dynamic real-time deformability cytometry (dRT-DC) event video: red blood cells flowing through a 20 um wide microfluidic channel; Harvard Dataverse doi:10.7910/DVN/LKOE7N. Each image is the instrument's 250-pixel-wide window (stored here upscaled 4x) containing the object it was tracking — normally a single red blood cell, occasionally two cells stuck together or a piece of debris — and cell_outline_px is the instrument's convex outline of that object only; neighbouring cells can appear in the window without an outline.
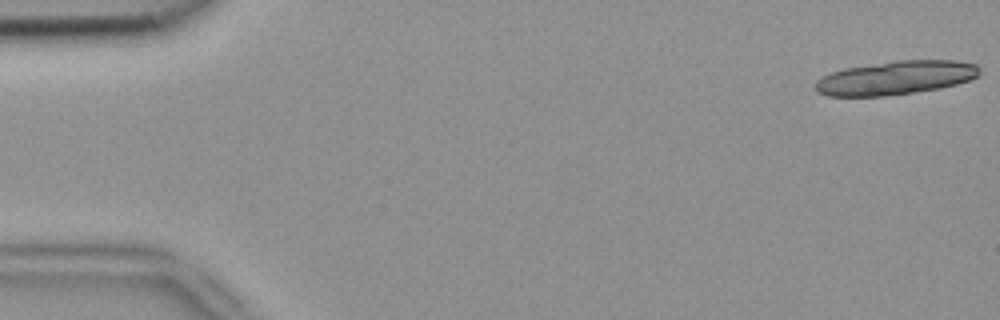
{"species": "common noctule bat (a hibernating species)", "species_latin": "Nyctalus noctula", "temperature_condition": "room temperature", "stored_images_in_passage": 6, "camera_frame_rate_fps": 3000, "um_per_image_px": 0.085, "animal": {"sex": "female", "body_mass_g": 18.4}, "frame": {"image": 1, "passage_image": 1, "time_ms": 0.0, "image_size_px": [1000, 320], "cell_outline_px": [[980, 76], [956, 84], [940, 88], [884, 96], [828, 96], [816, 92], [816, 80], [832, 72], [844, 68], [896, 60], [952, 60], [976, 64], [980, 68]], "centroid_in_image_um": [76.14, 6.61], "position_along_channel_um": 8.9, "area_um2": 32.19}}